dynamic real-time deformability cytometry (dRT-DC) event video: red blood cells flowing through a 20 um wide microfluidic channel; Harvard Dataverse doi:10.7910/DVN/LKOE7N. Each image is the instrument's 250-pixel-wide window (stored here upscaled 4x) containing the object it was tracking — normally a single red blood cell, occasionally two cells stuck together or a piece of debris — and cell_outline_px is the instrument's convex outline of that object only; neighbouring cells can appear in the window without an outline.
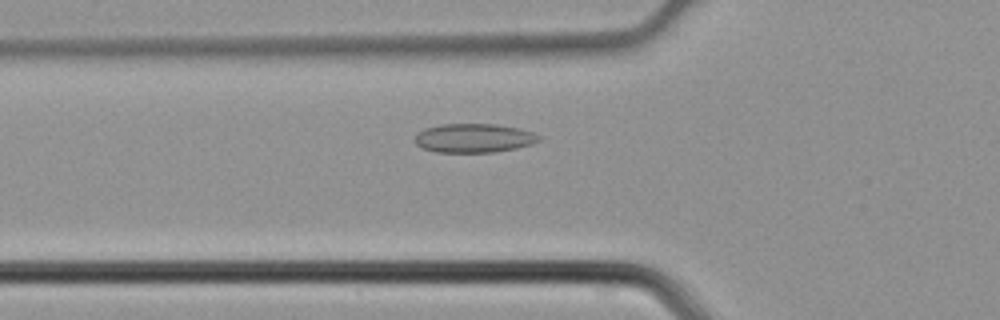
{"species": "common noctule bat (a hibernating species)", "species_latin": "Nyctalus noctula", "temperature_condition": "cold", "stored_images_in_passage": 36, "camera_frame_rate_fps": 3000, "um_per_image_px": 0.085, "animal": {"sex": "male", "body_mass_g": 21.5, "forearm_length_mm": 52.0}, "frame": {"image": 1, "passage_image": 9, "time_ms": 2.667, "image_size_px": [1000, 320], "cell_outline_px": [[540, 140], [532, 144], [516, 148], [496, 152], [436, 152], [424, 148], [416, 144], [416, 132], [424, 128], [440, 124], [496, 124], [520, 128], [532, 132], [540, 136]], "centroid_in_image_um": [40.28, 11.73], "position_along_channel_um": 85.5, "area_um2": 20.98}}
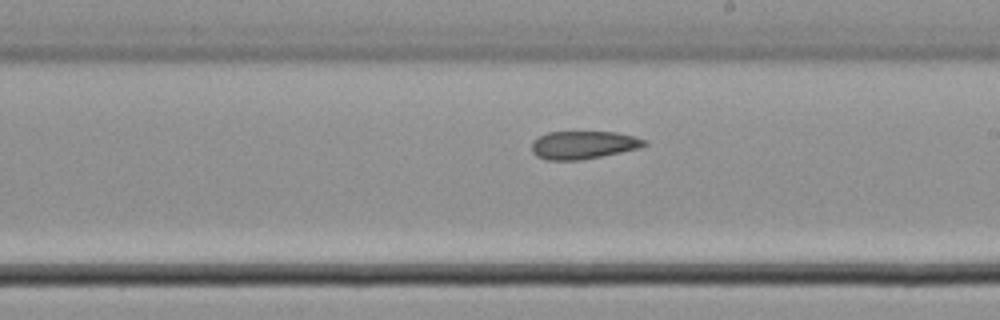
{"frame": {"image": 2, "passage_image": 19, "time_ms": 6.0, "image_size_px": [1000, 320], "cell_outline_px": [[648, 144], [640, 148], [580, 160], [548, 160], [536, 156], [532, 152], [532, 140], [548, 132], [616, 132], [648, 140]], "centroid_in_image_um": [49.58, 12.32], "position_along_channel_um": 239.4, "area_um2": 18.32}}
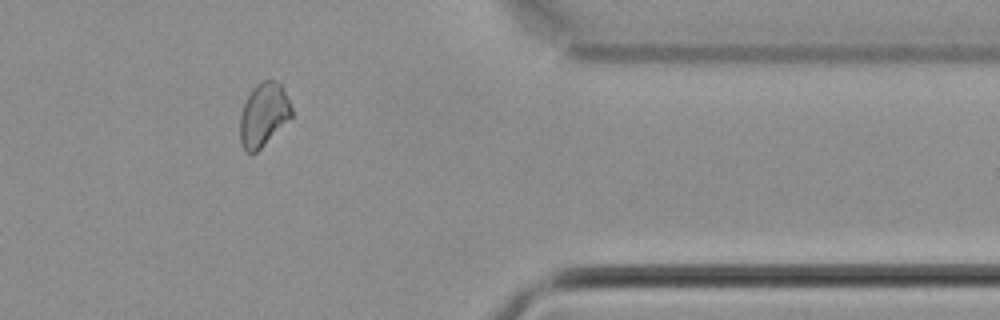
{"frame": {"image": 3, "passage_image": 30, "time_ms": 9.667, "image_size_px": [1000, 320], "cell_outline_px": [[292, 116], [256, 152], [244, 152], [240, 144], [240, 116], [244, 104], [252, 88], [256, 84], [264, 80], [276, 80], [280, 84], [292, 108]], "centroid_in_image_um": [22.37, 9.75], "position_along_channel_um": 389.0, "area_um2": 18.73}}